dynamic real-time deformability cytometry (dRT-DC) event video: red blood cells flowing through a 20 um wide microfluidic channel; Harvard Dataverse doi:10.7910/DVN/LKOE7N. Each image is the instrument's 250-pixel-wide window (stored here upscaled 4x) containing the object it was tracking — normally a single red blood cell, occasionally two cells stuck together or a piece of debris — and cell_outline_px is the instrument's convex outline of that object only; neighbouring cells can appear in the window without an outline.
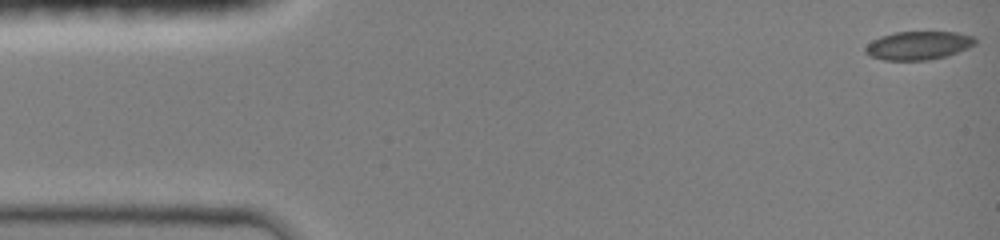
{"species": "common noctule bat (a hibernating species)", "species_latin": "Nyctalus noctula", "temperature_condition": "room temperature", "stored_images_in_passage": 10, "camera_frame_rate_fps": 3000, "um_per_image_px": 0.085, "animal": {"sex": "female", "body_mass_g": 19.0, "forearm_length_mm": 51.5}, "frame": {"image": 1, "passage_image": 1, "time_ms": 0.0, "image_size_px": [1000, 240], "cell_outline_px": [[976, 44], [968, 48], [944, 56], [924, 60], [884, 60], [872, 56], [864, 52], [864, 48], [872, 40], [880, 36], [896, 32], [956, 32], [976, 36]], "centroid_in_image_um": [78.07, 3.85], "position_along_channel_um": 6.9, "area_um2": 18.09}}
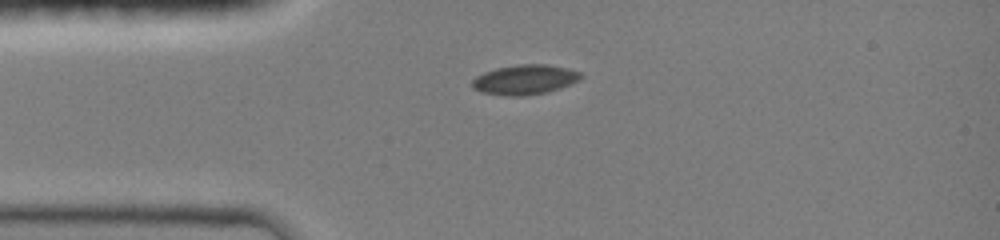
{"frame": {"image": 2, "passage_image": 6, "time_ms": 3.333, "image_size_px": [1000, 240], "cell_outline_px": [[584, 76], [580, 80], [560, 88], [544, 92], [520, 96], [504, 96], [480, 92], [472, 88], [472, 80], [476, 76], [484, 72], [496, 68], [516, 64], [544, 64], [568, 68], [580, 72]], "centroid_in_image_um": [44.59, 6.76], "position_along_channel_um": 40.4, "area_um2": 18.96}}
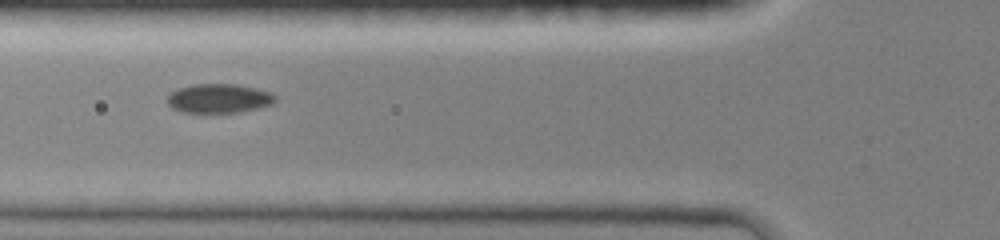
{"frame": {"image": 3, "passage_image": 9, "time_ms": 5.333, "image_size_px": [1000, 240], "cell_outline_px": [[276, 100], [272, 104], [240, 112], [184, 112], [172, 108], [168, 104], [168, 96], [172, 92], [180, 88], [192, 84], [236, 84], [256, 88], [272, 92], [276, 96]], "centroid_in_image_um": [18.64, 8.35], "position_along_channel_um": 107.2, "area_um2": 18.21}}